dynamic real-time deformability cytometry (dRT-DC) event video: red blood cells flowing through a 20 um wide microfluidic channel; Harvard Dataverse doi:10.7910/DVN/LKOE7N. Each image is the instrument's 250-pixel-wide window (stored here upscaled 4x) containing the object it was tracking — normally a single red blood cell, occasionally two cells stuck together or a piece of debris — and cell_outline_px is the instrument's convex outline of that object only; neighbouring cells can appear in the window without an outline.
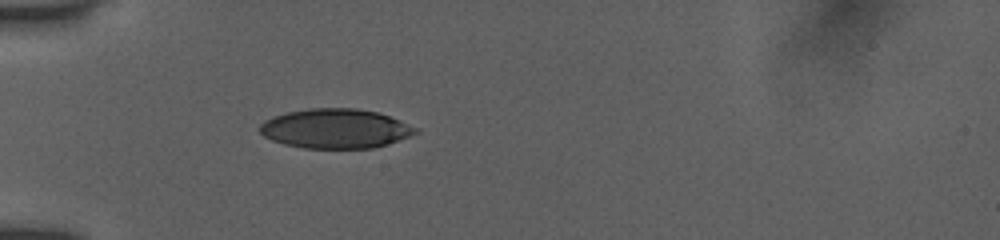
{"species": "human", "species_latin": "Homo sapiens", "temperature_condition": "room temperature", "stored_images_in_passage": 34, "camera_frame_rate_fps": 3000, "um_per_image_px": 0.085, "donor": {"sex": "female"}, "frame": {"image": 1, "passage_image": 1, "time_ms": 0.0, "image_size_px": [1000, 240], "cell_outline_px": [[420, 132], [372, 148], [304, 148], [284, 144], [272, 140], [264, 136], [260, 132], [260, 124], [264, 120], [288, 112], [312, 108], [356, 108], [376, 112], [400, 120], [416, 128]], "centroid_in_image_um": [28.48, 10.93], "position_along_channel_um": 56.5, "area_um2": 35.37}}
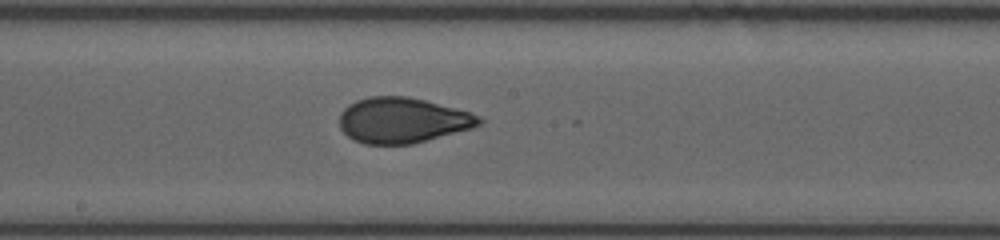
{"frame": {"image": 2, "passage_image": 14, "time_ms": 4.333, "image_size_px": [1000, 240], "cell_outline_px": [[484, 120], [480, 124], [472, 128], [412, 144], [364, 144], [352, 140], [340, 128], [340, 112], [348, 104], [356, 100], [368, 96], [408, 96], [424, 100], [468, 112], [480, 116]], "centroid_in_image_um": [34.17, 10.22], "position_along_channel_um": 214.0, "area_um2": 36.93}}
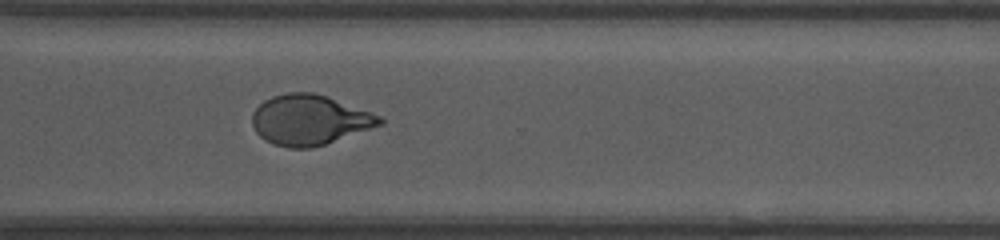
{"frame": {"image": 3, "passage_image": 24, "time_ms": 7.667, "image_size_px": [1000, 240], "cell_outline_px": [[384, 124], [312, 148], [288, 148], [276, 144], [260, 136], [256, 132], [252, 124], [252, 112], [264, 100], [272, 96], [288, 92], [312, 92], [324, 96], [380, 116], [384, 120]], "centroid_in_image_um": [26.28, 10.19], "position_along_channel_um": 344.3, "area_um2": 36.7}, "authors_computed_cell_mechanics": {"area_um2": 37.2232, "velocity_mm_per_s": 3.9271, "shape_relaxation_time_tau1_ms": 8.9579, "shape_relaxation_time_tau2_ms": 0.938, "deformation_change_tau1": 0.2502, "deformation_change_tau2": 0.0701}}